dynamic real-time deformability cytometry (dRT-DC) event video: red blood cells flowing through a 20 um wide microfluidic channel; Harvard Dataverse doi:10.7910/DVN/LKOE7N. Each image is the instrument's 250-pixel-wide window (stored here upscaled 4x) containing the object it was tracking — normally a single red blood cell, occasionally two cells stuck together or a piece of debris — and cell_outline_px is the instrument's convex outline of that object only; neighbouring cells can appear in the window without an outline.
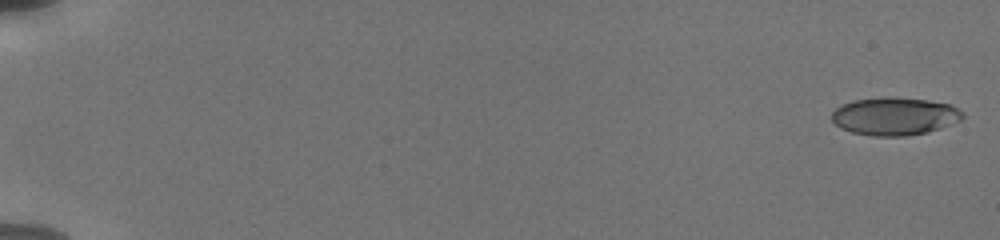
{"species": "human", "species_latin": "Homo sapiens", "temperature_condition": "cold", "stored_images_in_passage": 35, "camera_frame_rate_fps": 3000, "um_per_image_px": 0.085, "donor": {"sex": "male"}, "frame": {"image": 1, "passage_image": 1, "time_ms": 0.0, "image_size_px": [1000, 240], "cell_outline_px": [[964, 116], [960, 120], [940, 128], [928, 132], [908, 136], [872, 136], [852, 132], [840, 128], [832, 120], [832, 112], [840, 104], [852, 100], [928, 100], [952, 104], [960, 108], [964, 112]], "centroid_in_image_um": [76.07, 9.93], "position_along_channel_um": 8.9, "area_um2": 28.15}}
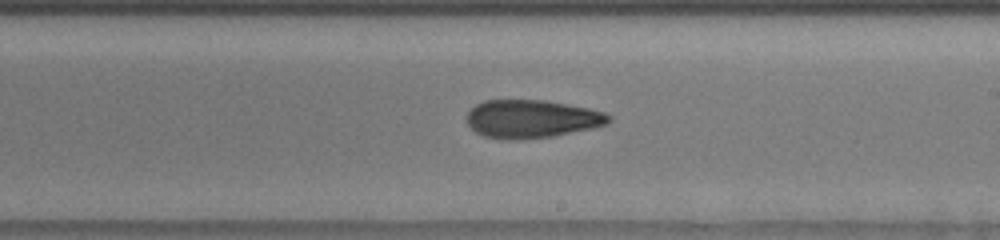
{"frame": {"image": 2, "passage_image": 23, "time_ms": 11.333, "image_size_px": [1000, 240], "cell_outline_px": [[612, 120], [608, 124], [592, 128], [552, 136], [516, 140], [484, 136], [476, 132], [468, 124], [468, 112], [476, 104], [484, 100], [544, 100], [568, 104], [588, 108], [604, 112], [612, 116]], "centroid_in_image_um": [45.23, 10.1], "position_along_channel_um": 243.8, "area_um2": 31.39}}
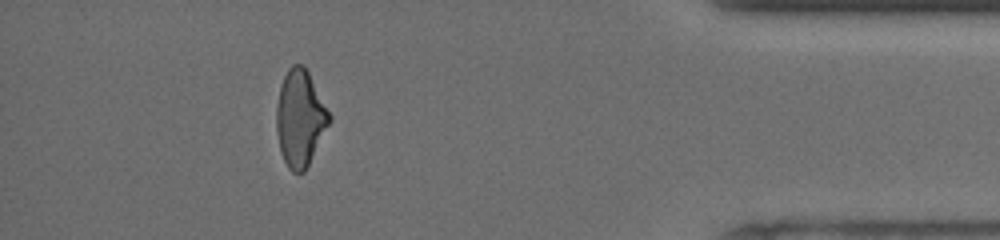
{"frame": {"image": 3, "passage_image": 34, "time_ms": 16.667, "image_size_px": [1000, 240], "cell_outline_px": [[332, 120], [304, 172], [292, 172], [288, 168], [280, 152], [276, 132], [276, 108], [280, 88], [284, 76], [288, 68], [292, 64], [304, 64], [332, 116]], "centroid_in_image_um": [25.51, 10.04], "position_along_channel_um": 409.7, "area_um2": 29.77}, "authors_computed_cell_mechanics": {"area_um2": 30.8074, "velocity_mm_per_s": 3.8124, "shape_relaxation_time_tau1_ms": 6.7028, "shape_relaxation_time_tau2_ms": 4.6771, "deformation_change_tau1": 0.1907, "deformation_change_tau2": 0.1311}}